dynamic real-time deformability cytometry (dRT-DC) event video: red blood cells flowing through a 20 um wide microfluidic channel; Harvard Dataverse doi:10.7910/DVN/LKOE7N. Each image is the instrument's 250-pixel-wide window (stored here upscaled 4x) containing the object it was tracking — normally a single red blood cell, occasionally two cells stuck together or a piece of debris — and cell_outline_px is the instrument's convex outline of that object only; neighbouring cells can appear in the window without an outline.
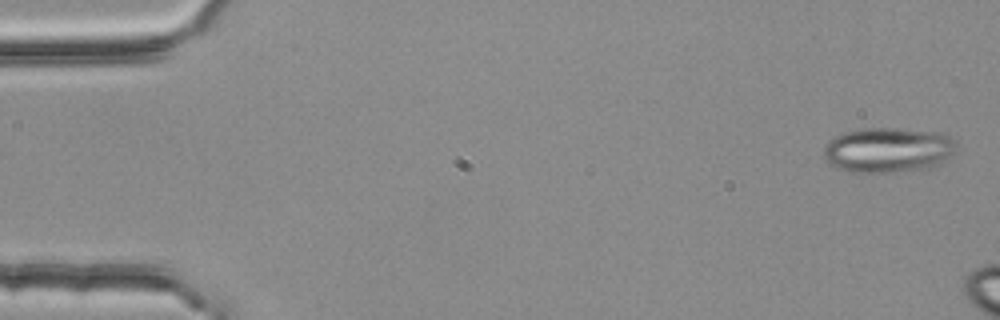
{"species": "common noctule bat (a hibernating species)", "species_latin": "Nyctalus noctula", "temperature_condition": "room temperature", "stored_images_in_passage": 4, "segment_of_instrument_passage": [2, 2], "camera_frame_rate_fps": 3000, "um_per_image_px": 0.085, "animal": {"sex": "female", "body_mass_g": 25.1}, "frame": {"image": 1, "passage_image": 4, "time_ms": 1.0, "image_size_px": [1000, 320], "cell_outline_px": [[956, 144], [952, 152], [948, 156], [932, 168], [892, 172], [852, 172], [836, 168], [824, 160], [824, 144], [828, 140], [844, 132], [860, 128], [900, 128], [940, 132], [952, 136], [956, 140]], "centroid_in_image_um": [75.45, 12.73], "position_along_channel_um": 9.5, "area_um2": 35.14}}